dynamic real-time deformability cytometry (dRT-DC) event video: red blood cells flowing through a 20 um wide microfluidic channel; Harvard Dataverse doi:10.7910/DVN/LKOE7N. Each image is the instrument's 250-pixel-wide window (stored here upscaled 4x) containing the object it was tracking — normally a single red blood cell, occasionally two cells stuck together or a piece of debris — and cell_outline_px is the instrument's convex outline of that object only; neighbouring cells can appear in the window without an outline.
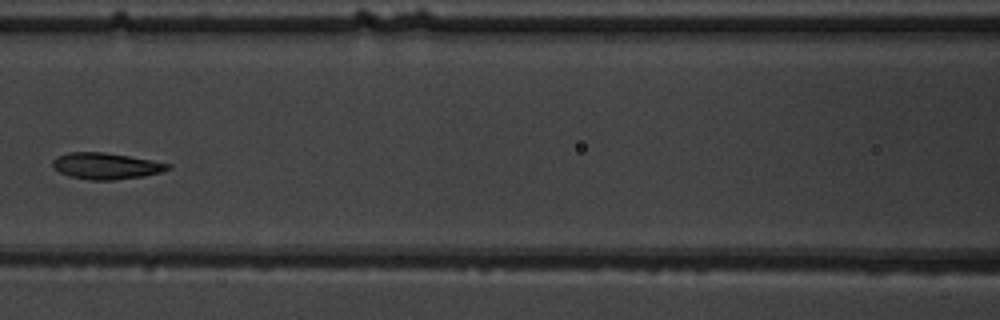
{"species": "common noctule bat (a hibernating species)", "species_latin": "Nyctalus noctula", "temperature_condition": "warm", "stored_images_in_passage": 8, "camera_frame_rate_fps": 3000, "um_per_image_px": 0.085, "animal": {"sex": "male", "body_mass_g": 19.5, "forearm_length_mm": 54.6}, "frame": {"image": 1, "passage_image": 7, "time_ms": 7.0, "image_size_px": [1000, 320], "cell_outline_px": [[172, 168], [160, 172], [144, 176], [112, 180], [88, 180], [68, 176], [52, 168], [52, 160], [56, 156], [68, 152], [104, 152], [152, 160], [172, 164]], "centroid_in_image_um": [8.98, 14.11], "position_along_channel_um": 157.6, "area_um2": 17.86}}
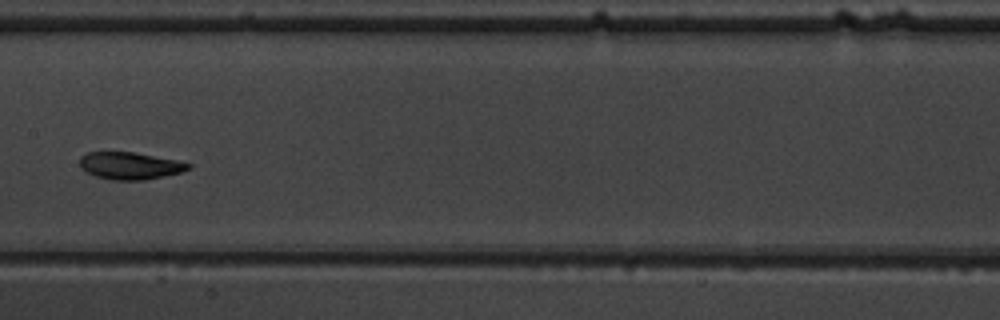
{"frame": {"image": 2, "passage_image": 8, "time_ms": 8.0, "image_size_px": [1000, 320], "cell_outline_px": [[192, 168], [180, 172], [144, 180], [112, 180], [96, 176], [80, 168], [80, 156], [88, 152], [136, 152], [176, 160], [192, 164]], "centroid_in_image_um": [11.04, 14.08], "position_along_channel_um": 196.4, "area_um2": 17.17}}